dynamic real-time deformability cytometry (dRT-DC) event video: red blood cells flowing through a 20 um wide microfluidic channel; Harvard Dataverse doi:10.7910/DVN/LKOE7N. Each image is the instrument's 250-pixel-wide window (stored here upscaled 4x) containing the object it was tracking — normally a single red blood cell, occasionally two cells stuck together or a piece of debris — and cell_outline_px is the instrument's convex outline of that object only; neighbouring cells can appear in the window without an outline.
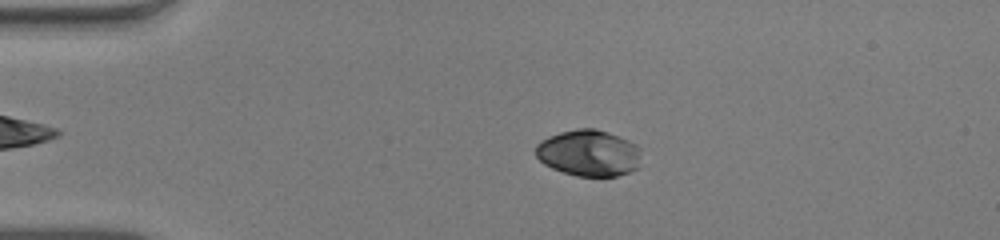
{"species": "human", "species_latin": "Homo sapiens", "temperature_condition": "warm", "stored_images_in_passage": 53, "camera_frame_rate_fps": 3000, "um_per_image_px": 0.085, "donor": {"sex": "male"}, "frame": {"image": 1, "passage_image": 12, "time_ms": 3.667, "image_size_px": [1000, 240], "cell_outline_px": [[640, 168], [616, 176], [576, 176], [552, 168], [544, 164], [536, 156], [536, 144], [540, 140], [548, 136], [560, 132], [576, 128], [596, 128], [620, 136], [636, 144], [640, 148]], "centroid_in_image_um": [50.06, 13.0], "position_along_channel_um": 34.9, "area_um2": 28.84}}
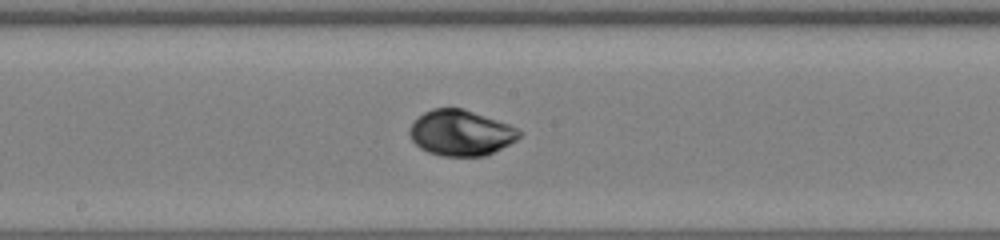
{"frame": {"image": 2, "passage_image": 29, "time_ms": 9.333, "image_size_px": [1000, 240], "cell_outline_px": [[524, 132], [516, 140], [484, 156], [440, 156], [428, 152], [420, 148], [412, 140], [408, 132], [412, 124], [424, 112], [432, 108], [460, 108], [508, 124]], "centroid_in_image_um": [39.15, 11.3], "position_along_channel_um": 209.1, "area_um2": 28.78}}
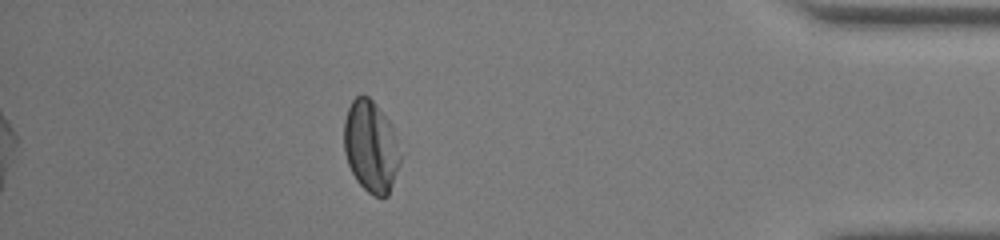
{"frame": {"image": 3, "passage_image": 47, "time_ms": 15.333, "image_size_px": [1000, 240], "cell_outline_px": [[400, 164], [388, 196], [372, 196], [356, 180], [348, 164], [344, 152], [344, 120], [348, 108], [352, 100], [356, 96], [368, 96], [372, 100], [392, 124], [400, 156]], "centroid_in_image_um": [31.51, 12.46], "position_along_channel_um": 403.7, "area_um2": 29.94}, "authors_computed_cell_mechanics": {"area_um2": 29.3624, "velocity_mm_per_s": 3.9446, "shape_relaxation_time_tau1_ms": 3.3115, "shape_relaxation_time_tau2_ms": 0.874, "deformation_change_tau1": 0.1289, "deformation_change_tau2": 0.0218}}